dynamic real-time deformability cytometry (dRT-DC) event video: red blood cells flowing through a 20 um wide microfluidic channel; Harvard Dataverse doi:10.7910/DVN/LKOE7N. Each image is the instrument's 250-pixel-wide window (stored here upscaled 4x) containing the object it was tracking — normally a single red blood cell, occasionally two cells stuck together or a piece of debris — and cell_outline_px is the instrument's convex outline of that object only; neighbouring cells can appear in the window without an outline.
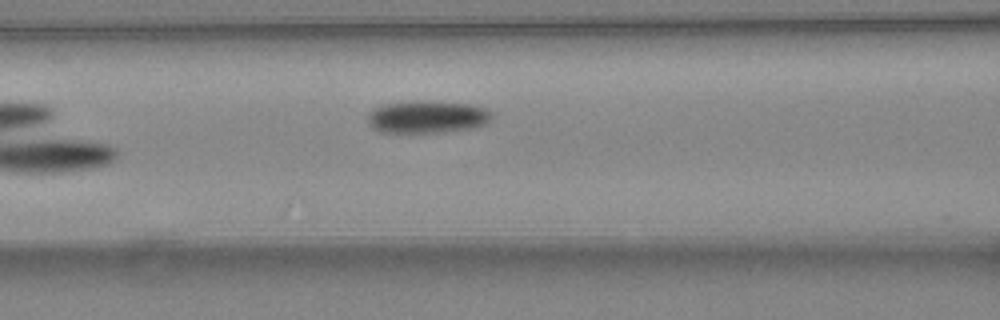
{"species": "common noctule bat (a hibernating species)", "species_latin": "Nyctalus noctula", "temperature_condition": "warm", "stored_images_in_passage": 6, "camera_frame_rate_fps": 3000, "um_per_image_px": 0.085, "animal": {"sex": "female", "body_mass_g": 24.6, "forearm_length_mm": 56.2}, "frame": {"image": 1, "passage_image": 6, "time_ms": 1.667, "image_size_px": [1000, 320], "cell_outline_px": [[492, 120], [476, 128], [444, 132], [380, 132], [372, 128], [368, 124], [368, 116], [376, 108], [384, 104], [412, 100], [424, 100], [472, 104], [484, 108], [492, 112]], "centroid_in_image_um": [36.35, 9.93], "position_along_channel_um": 130.2, "area_um2": 23.76}}